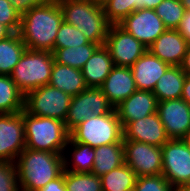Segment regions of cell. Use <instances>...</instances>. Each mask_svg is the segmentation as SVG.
I'll return each instance as SVG.
<instances>
[{"label": "cell", "instance_id": "e0dca14e", "mask_svg": "<svg viewBox=\"0 0 190 191\" xmlns=\"http://www.w3.org/2000/svg\"><path fill=\"white\" fill-rule=\"evenodd\" d=\"M189 45L177 29H166L147 49L170 66H180Z\"/></svg>", "mask_w": 190, "mask_h": 191}, {"label": "cell", "instance_id": "4dcf8cb0", "mask_svg": "<svg viewBox=\"0 0 190 191\" xmlns=\"http://www.w3.org/2000/svg\"><path fill=\"white\" fill-rule=\"evenodd\" d=\"M154 10L167 29H177L186 12L180 0H163Z\"/></svg>", "mask_w": 190, "mask_h": 191}, {"label": "cell", "instance_id": "cb8c5ba5", "mask_svg": "<svg viewBox=\"0 0 190 191\" xmlns=\"http://www.w3.org/2000/svg\"><path fill=\"white\" fill-rule=\"evenodd\" d=\"M124 164L123 141L95 148L92 173L101 177Z\"/></svg>", "mask_w": 190, "mask_h": 191}, {"label": "cell", "instance_id": "74e56055", "mask_svg": "<svg viewBox=\"0 0 190 191\" xmlns=\"http://www.w3.org/2000/svg\"><path fill=\"white\" fill-rule=\"evenodd\" d=\"M177 30L190 44V11L185 12Z\"/></svg>", "mask_w": 190, "mask_h": 191}, {"label": "cell", "instance_id": "277c9868", "mask_svg": "<svg viewBox=\"0 0 190 191\" xmlns=\"http://www.w3.org/2000/svg\"><path fill=\"white\" fill-rule=\"evenodd\" d=\"M26 148L64 154L70 134L65 122L43 116L30 115L23 109Z\"/></svg>", "mask_w": 190, "mask_h": 191}, {"label": "cell", "instance_id": "ee69618b", "mask_svg": "<svg viewBox=\"0 0 190 191\" xmlns=\"http://www.w3.org/2000/svg\"><path fill=\"white\" fill-rule=\"evenodd\" d=\"M173 191H190V184L174 187Z\"/></svg>", "mask_w": 190, "mask_h": 191}, {"label": "cell", "instance_id": "30bf717a", "mask_svg": "<svg viewBox=\"0 0 190 191\" xmlns=\"http://www.w3.org/2000/svg\"><path fill=\"white\" fill-rule=\"evenodd\" d=\"M124 163H126L136 176H154L162 174L161 147L138 142L123 140Z\"/></svg>", "mask_w": 190, "mask_h": 191}, {"label": "cell", "instance_id": "8d00e7d4", "mask_svg": "<svg viewBox=\"0 0 190 191\" xmlns=\"http://www.w3.org/2000/svg\"><path fill=\"white\" fill-rule=\"evenodd\" d=\"M39 191H67L64 183V171L58 178L50 181Z\"/></svg>", "mask_w": 190, "mask_h": 191}, {"label": "cell", "instance_id": "f6af8a7d", "mask_svg": "<svg viewBox=\"0 0 190 191\" xmlns=\"http://www.w3.org/2000/svg\"><path fill=\"white\" fill-rule=\"evenodd\" d=\"M186 11H190V0H180Z\"/></svg>", "mask_w": 190, "mask_h": 191}, {"label": "cell", "instance_id": "603a6c76", "mask_svg": "<svg viewBox=\"0 0 190 191\" xmlns=\"http://www.w3.org/2000/svg\"><path fill=\"white\" fill-rule=\"evenodd\" d=\"M185 78L186 74L180 66H170L159 78L152 91L158 102L181 98Z\"/></svg>", "mask_w": 190, "mask_h": 191}, {"label": "cell", "instance_id": "7a4b0ae2", "mask_svg": "<svg viewBox=\"0 0 190 191\" xmlns=\"http://www.w3.org/2000/svg\"><path fill=\"white\" fill-rule=\"evenodd\" d=\"M20 191H39L64 171V155L25 148L15 161Z\"/></svg>", "mask_w": 190, "mask_h": 191}, {"label": "cell", "instance_id": "4316f807", "mask_svg": "<svg viewBox=\"0 0 190 191\" xmlns=\"http://www.w3.org/2000/svg\"><path fill=\"white\" fill-rule=\"evenodd\" d=\"M25 95L8 75H0V113H18L24 109Z\"/></svg>", "mask_w": 190, "mask_h": 191}, {"label": "cell", "instance_id": "f35d334b", "mask_svg": "<svg viewBox=\"0 0 190 191\" xmlns=\"http://www.w3.org/2000/svg\"><path fill=\"white\" fill-rule=\"evenodd\" d=\"M181 98L190 105V75H186Z\"/></svg>", "mask_w": 190, "mask_h": 191}, {"label": "cell", "instance_id": "ba28073f", "mask_svg": "<svg viewBox=\"0 0 190 191\" xmlns=\"http://www.w3.org/2000/svg\"><path fill=\"white\" fill-rule=\"evenodd\" d=\"M113 111L115 108L100 88H87L72 96L65 120L66 129L70 132L90 117H99Z\"/></svg>", "mask_w": 190, "mask_h": 191}, {"label": "cell", "instance_id": "9c48e42d", "mask_svg": "<svg viewBox=\"0 0 190 191\" xmlns=\"http://www.w3.org/2000/svg\"><path fill=\"white\" fill-rule=\"evenodd\" d=\"M162 175L173 186L190 184V147L169 139L162 147Z\"/></svg>", "mask_w": 190, "mask_h": 191}, {"label": "cell", "instance_id": "d4e9b609", "mask_svg": "<svg viewBox=\"0 0 190 191\" xmlns=\"http://www.w3.org/2000/svg\"><path fill=\"white\" fill-rule=\"evenodd\" d=\"M26 49L19 32L0 40V75L10 76Z\"/></svg>", "mask_w": 190, "mask_h": 191}, {"label": "cell", "instance_id": "52a82bcc", "mask_svg": "<svg viewBox=\"0 0 190 191\" xmlns=\"http://www.w3.org/2000/svg\"><path fill=\"white\" fill-rule=\"evenodd\" d=\"M72 96L51 85H44L28 92L24 110L30 115L66 120Z\"/></svg>", "mask_w": 190, "mask_h": 191}, {"label": "cell", "instance_id": "ffe728a7", "mask_svg": "<svg viewBox=\"0 0 190 191\" xmlns=\"http://www.w3.org/2000/svg\"><path fill=\"white\" fill-rule=\"evenodd\" d=\"M114 67L109 50L99 46L82 68V74L88 88H100Z\"/></svg>", "mask_w": 190, "mask_h": 191}, {"label": "cell", "instance_id": "7402d4cb", "mask_svg": "<svg viewBox=\"0 0 190 191\" xmlns=\"http://www.w3.org/2000/svg\"><path fill=\"white\" fill-rule=\"evenodd\" d=\"M67 149H69L70 151L72 150L70 152L71 156L67 155L69 153V150ZM65 153L63 154L64 170L71 172H92V168L94 165L95 148H92L89 145L74 142L69 137L65 148Z\"/></svg>", "mask_w": 190, "mask_h": 191}, {"label": "cell", "instance_id": "7c38bea8", "mask_svg": "<svg viewBox=\"0 0 190 191\" xmlns=\"http://www.w3.org/2000/svg\"><path fill=\"white\" fill-rule=\"evenodd\" d=\"M25 148L23 110L0 113V161L15 163Z\"/></svg>", "mask_w": 190, "mask_h": 191}, {"label": "cell", "instance_id": "60d3db41", "mask_svg": "<svg viewBox=\"0 0 190 191\" xmlns=\"http://www.w3.org/2000/svg\"><path fill=\"white\" fill-rule=\"evenodd\" d=\"M163 0H141V9H155Z\"/></svg>", "mask_w": 190, "mask_h": 191}, {"label": "cell", "instance_id": "44dd1931", "mask_svg": "<svg viewBox=\"0 0 190 191\" xmlns=\"http://www.w3.org/2000/svg\"><path fill=\"white\" fill-rule=\"evenodd\" d=\"M49 85L71 96L88 88L82 70L54 62Z\"/></svg>", "mask_w": 190, "mask_h": 191}, {"label": "cell", "instance_id": "8fae6325", "mask_svg": "<svg viewBox=\"0 0 190 191\" xmlns=\"http://www.w3.org/2000/svg\"><path fill=\"white\" fill-rule=\"evenodd\" d=\"M104 46L109 50L114 66L131 67L147 51L144 44L119 24L111 25Z\"/></svg>", "mask_w": 190, "mask_h": 191}, {"label": "cell", "instance_id": "5b68a950", "mask_svg": "<svg viewBox=\"0 0 190 191\" xmlns=\"http://www.w3.org/2000/svg\"><path fill=\"white\" fill-rule=\"evenodd\" d=\"M54 57L52 51L27 48L10 77L19 90L28 92L50 83Z\"/></svg>", "mask_w": 190, "mask_h": 191}, {"label": "cell", "instance_id": "8992f818", "mask_svg": "<svg viewBox=\"0 0 190 191\" xmlns=\"http://www.w3.org/2000/svg\"><path fill=\"white\" fill-rule=\"evenodd\" d=\"M69 134L74 142L92 148L123 141V128L116 111L90 117L74 127Z\"/></svg>", "mask_w": 190, "mask_h": 191}, {"label": "cell", "instance_id": "f546056e", "mask_svg": "<svg viewBox=\"0 0 190 191\" xmlns=\"http://www.w3.org/2000/svg\"><path fill=\"white\" fill-rule=\"evenodd\" d=\"M139 9H141V0H109L103 5L104 14L111 24H119Z\"/></svg>", "mask_w": 190, "mask_h": 191}, {"label": "cell", "instance_id": "2e32d148", "mask_svg": "<svg viewBox=\"0 0 190 191\" xmlns=\"http://www.w3.org/2000/svg\"><path fill=\"white\" fill-rule=\"evenodd\" d=\"M157 108L158 99L152 91L137 89L132 95L115 107V111L124 129L130 122L156 113Z\"/></svg>", "mask_w": 190, "mask_h": 191}, {"label": "cell", "instance_id": "d6986e66", "mask_svg": "<svg viewBox=\"0 0 190 191\" xmlns=\"http://www.w3.org/2000/svg\"><path fill=\"white\" fill-rule=\"evenodd\" d=\"M170 67L147 51L130 67L138 90L153 91L159 78Z\"/></svg>", "mask_w": 190, "mask_h": 191}, {"label": "cell", "instance_id": "5bb4252c", "mask_svg": "<svg viewBox=\"0 0 190 191\" xmlns=\"http://www.w3.org/2000/svg\"><path fill=\"white\" fill-rule=\"evenodd\" d=\"M157 113L170 139H181L190 129V105L182 98L159 101Z\"/></svg>", "mask_w": 190, "mask_h": 191}, {"label": "cell", "instance_id": "b9f144b4", "mask_svg": "<svg viewBox=\"0 0 190 191\" xmlns=\"http://www.w3.org/2000/svg\"><path fill=\"white\" fill-rule=\"evenodd\" d=\"M12 34L13 32L6 25L0 23V40L6 39Z\"/></svg>", "mask_w": 190, "mask_h": 191}, {"label": "cell", "instance_id": "9a60e30c", "mask_svg": "<svg viewBox=\"0 0 190 191\" xmlns=\"http://www.w3.org/2000/svg\"><path fill=\"white\" fill-rule=\"evenodd\" d=\"M169 139L157 112L132 121L123 129V140H134L162 147Z\"/></svg>", "mask_w": 190, "mask_h": 191}, {"label": "cell", "instance_id": "83f0119b", "mask_svg": "<svg viewBox=\"0 0 190 191\" xmlns=\"http://www.w3.org/2000/svg\"><path fill=\"white\" fill-rule=\"evenodd\" d=\"M103 191H133L136 183V173L126 164L102 175Z\"/></svg>", "mask_w": 190, "mask_h": 191}, {"label": "cell", "instance_id": "484cf974", "mask_svg": "<svg viewBox=\"0 0 190 191\" xmlns=\"http://www.w3.org/2000/svg\"><path fill=\"white\" fill-rule=\"evenodd\" d=\"M98 47V44L89 42L77 47L57 48L52 54L54 62L82 70L87 60Z\"/></svg>", "mask_w": 190, "mask_h": 191}, {"label": "cell", "instance_id": "f1b7e54d", "mask_svg": "<svg viewBox=\"0 0 190 191\" xmlns=\"http://www.w3.org/2000/svg\"><path fill=\"white\" fill-rule=\"evenodd\" d=\"M67 191H103L101 178L92 172H71L64 170Z\"/></svg>", "mask_w": 190, "mask_h": 191}, {"label": "cell", "instance_id": "7bdbcfd3", "mask_svg": "<svg viewBox=\"0 0 190 191\" xmlns=\"http://www.w3.org/2000/svg\"><path fill=\"white\" fill-rule=\"evenodd\" d=\"M181 140L190 147V129L184 134Z\"/></svg>", "mask_w": 190, "mask_h": 191}, {"label": "cell", "instance_id": "d6a6232c", "mask_svg": "<svg viewBox=\"0 0 190 191\" xmlns=\"http://www.w3.org/2000/svg\"><path fill=\"white\" fill-rule=\"evenodd\" d=\"M173 186L162 175L139 176L133 191H173Z\"/></svg>", "mask_w": 190, "mask_h": 191}, {"label": "cell", "instance_id": "e575fe53", "mask_svg": "<svg viewBox=\"0 0 190 191\" xmlns=\"http://www.w3.org/2000/svg\"><path fill=\"white\" fill-rule=\"evenodd\" d=\"M0 23L13 33L20 30L21 14L13 8L9 0H0Z\"/></svg>", "mask_w": 190, "mask_h": 191}, {"label": "cell", "instance_id": "3957f363", "mask_svg": "<svg viewBox=\"0 0 190 191\" xmlns=\"http://www.w3.org/2000/svg\"><path fill=\"white\" fill-rule=\"evenodd\" d=\"M63 20L79 29L86 38L99 46L105 44L111 23L103 6L91 0H58Z\"/></svg>", "mask_w": 190, "mask_h": 191}, {"label": "cell", "instance_id": "1f68e13d", "mask_svg": "<svg viewBox=\"0 0 190 191\" xmlns=\"http://www.w3.org/2000/svg\"><path fill=\"white\" fill-rule=\"evenodd\" d=\"M89 42L79 29L63 21L56 35L54 50L57 48L77 47Z\"/></svg>", "mask_w": 190, "mask_h": 191}, {"label": "cell", "instance_id": "d590c367", "mask_svg": "<svg viewBox=\"0 0 190 191\" xmlns=\"http://www.w3.org/2000/svg\"><path fill=\"white\" fill-rule=\"evenodd\" d=\"M13 8L21 15L35 6L47 3L50 0H9Z\"/></svg>", "mask_w": 190, "mask_h": 191}, {"label": "cell", "instance_id": "ab89813d", "mask_svg": "<svg viewBox=\"0 0 190 191\" xmlns=\"http://www.w3.org/2000/svg\"><path fill=\"white\" fill-rule=\"evenodd\" d=\"M180 68L186 75H190V45L180 64Z\"/></svg>", "mask_w": 190, "mask_h": 191}, {"label": "cell", "instance_id": "bcb514c9", "mask_svg": "<svg viewBox=\"0 0 190 191\" xmlns=\"http://www.w3.org/2000/svg\"><path fill=\"white\" fill-rule=\"evenodd\" d=\"M94 3H96L97 5L103 6L104 4H106L109 0H91Z\"/></svg>", "mask_w": 190, "mask_h": 191}, {"label": "cell", "instance_id": "836d02e7", "mask_svg": "<svg viewBox=\"0 0 190 191\" xmlns=\"http://www.w3.org/2000/svg\"><path fill=\"white\" fill-rule=\"evenodd\" d=\"M0 191H20L15 163L0 161Z\"/></svg>", "mask_w": 190, "mask_h": 191}, {"label": "cell", "instance_id": "6da1fadb", "mask_svg": "<svg viewBox=\"0 0 190 191\" xmlns=\"http://www.w3.org/2000/svg\"><path fill=\"white\" fill-rule=\"evenodd\" d=\"M63 21L58 0H50L21 15L19 35L27 48L53 52Z\"/></svg>", "mask_w": 190, "mask_h": 191}, {"label": "cell", "instance_id": "4fadbf2b", "mask_svg": "<svg viewBox=\"0 0 190 191\" xmlns=\"http://www.w3.org/2000/svg\"><path fill=\"white\" fill-rule=\"evenodd\" d=\"M119 25L147 48L167 29L154 9H139Z\"/></svg>", "mask_w": 190, "mask_h": 191}, {"label": "cell", "instance_id": "ac0fdd59", "mask_svg": "<svg viewBox=\"0 0 190 191\" xmlns=\"http://www.w3.org/2000/svg\"><path fill=\"white\" fill-rule=\"evenodd\" d=\"M100 89L113 107H117L137 90L131 68L114 66Z\"/></svg>", "mask_w": 190, "mask_h": 191}]
</instances>
